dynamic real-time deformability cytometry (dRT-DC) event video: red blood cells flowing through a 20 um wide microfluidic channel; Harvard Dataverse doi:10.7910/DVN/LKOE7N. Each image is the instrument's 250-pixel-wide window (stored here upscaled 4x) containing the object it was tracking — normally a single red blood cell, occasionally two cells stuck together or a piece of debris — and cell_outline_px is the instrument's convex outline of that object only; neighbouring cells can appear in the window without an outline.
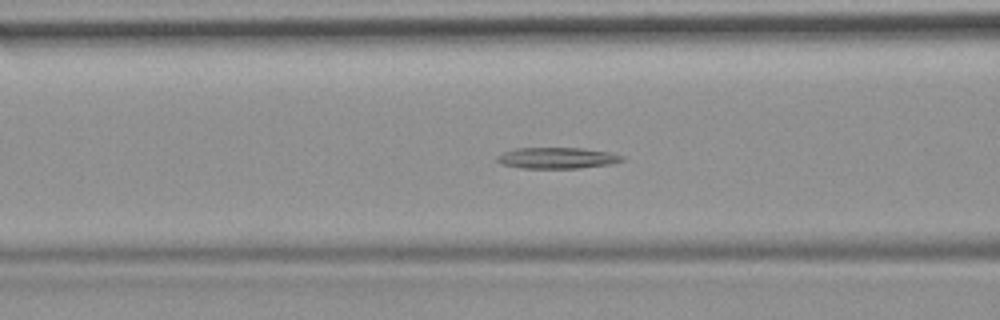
{"species": "common noctule bat (a hibernating species)", "species_latin": "Nyctalus noctula", "temperature_condition": "room temperature", "stored_images_in_passage": 54, "camera_frame_rate_fps": 3000, "um_per_image_px": 0.085, "animal": {"sex": "female", "body_mass_g": 19.9}, "frame": {"image": 1, "passage_image": 21, "time_ms": 6.667, "image_size_px": [1000, 320], "cell_outline_px": [[624, 160], [612, 164], [580, 168], [524, 168], [500, 164], [496, 160], [496, 156], [504, 152], [516, 148], [580, 148], [612, 152], [624, 156]], "centroid_in_image_um": [47.38, 13.43], "position_along_channel_um": 119.2, "area_um2": 15.49}}
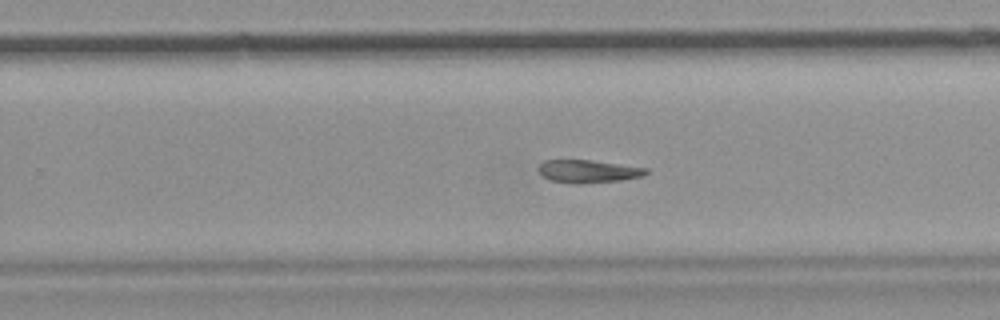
{"frame": {"image": 2, "passage_image": 34, "time_ms": 11.0, "image_size_px": [1000, 320], "cell_outline_px": [[648, 172], [644, 176], [620, 180], [580, 184], [576, 184], [552, 180], [544, 176], [536, 168], [544, 160], [588, 160], [648, 168]], "centroid_in_image_um": [49.99, 14.56], "position_along_channel_um": 279.8, "area_um2": 14.16}}
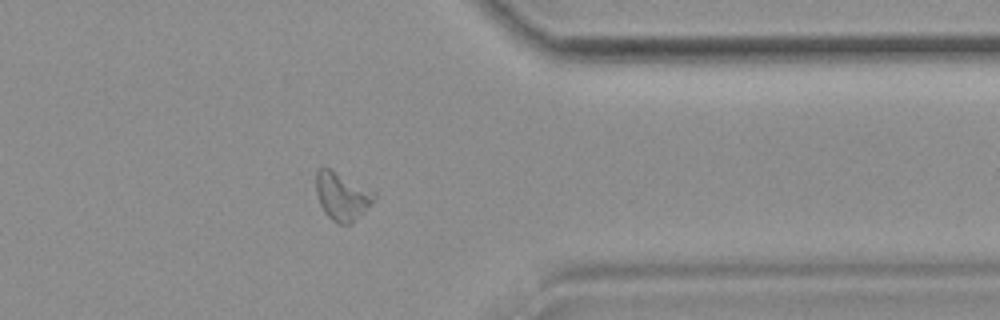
{"frame": {"image": 3, "passage_image": 43, "time_ms": 14.0, "image_size_px": [1000, 320], "cell_outline_px": [[376, 196], [368, 208], [352, 224], [340, 224], [332, 220], [324, 212], [320, 204], [316, 192], [316, 172], [324, 164], [376, 192]], "centroid_in_image_um": [29.07, 16.65], "position_along_channel_um": 382.3, "area_um2": 16.53}}